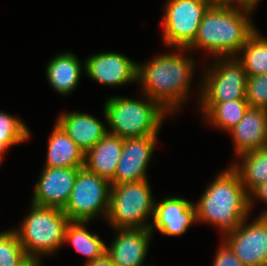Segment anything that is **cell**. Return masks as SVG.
<instances>
[{"mask_svg": "<svg viewBox=\"0 0 267 266\" xmlns=\"http://www.w3.org/2000/svg\"><path fill=\"white\" fill-rule=\"evenodd\" d=\"M57 123L84 153L93 148L108 131L99 119L75 111L60 115Z\"/></svg>", "mask_w": 267, "mask_h": 266, "instance_id": "obj_17", "label": "cell"}, {"mask_svg": "<svg viewBox=\"0 0 267 266\" xmlns=\"http://www.w3.org/2000/svg\"><path fill=\"white\" fill-rule=\"evenodd\" d=\"M85 153L56 122L48 141L44 167L83 168Z\"/></svg>", "mask_w": 267, "mask_h": 266, "instance_id": "obj_19", "label": "cell"}, {"mask_svg": "<svg viewBox=\"0 0 267 266\" xmlns=\"http://www.w3.org/2000/svg\"><path fill=\"white\" fill-rule=\"evenodd\" d=\"M85 266H115L111 258L105 253L102 257L86 263Z\"/></svg>", "mask_w": 267, "mask_h": 266, "instance_id": "obj_30", "label": "cell"}, {"mask_svg": "<svg viewBox=\"0 0 267 266\" xmlns=\"http://www.w3.org/2000/svg\"><path fill=\"white\" fill-rule=\"evenodd\" d=\"M158 135L125 138L122 154L111 185L147 179L146 170L155 149Z\"/></svg>", "mask_w": 267, "mask_h": 266, "instance_id": "obj_11", "label": "cell"}, {"mask_svg": "<svg viewBox=\"0 0 267 266\" xmlns=\"http://www.w3.org/2000/svg\"><path fill=\"white\" fill-rule=\"evenodd\" d=\"M208 0H169L163 18V38L168 46L187 48L195 39Z\"/></svg>", "mask_w": 267, "mask_h": 266, "instance_id": "obj_8", "label": "cell"}, {"mask_svg": "<svg viewBox=\"0 0 267 266\" xmlns=\"http://www.w3.org/2000/svg\"><path fill=\"white\" fill-rule=\"evenodd\" d=\"M196 220L194 203L181 197H166L156 203L150 230L157 229L163 235L179 236Z\"/></svg>", "mask_w": 267, "mask_h": 266, "instance_id": "obj_14", "label": "cell"}, {"mask_svg": "<svg viewBox=\"0 0 267 266\" xmlns=\"http://www.w3.org/2000/svg\"><path fill=\"white\" fill-rule=\"evenodd\" d=\"M252 196H256L257 198L261 199V201L263 200V202L264 201L267 202V181H265L264 183H261L249 193L250 210L253 205Z\"/></svg>", "mask_w": 267, "mask_h": 266, "instance_id": "obj_29", "label": "cell"}, {"mask_svg": "<svg viewBox=\"0 0 267 266\" xmlns=\"http://www.w3.org/2000/svg\"><path fill=\"white\" fill-rule=\"evenodd\" d=\"M211 4H226L233 3L234 0H208Z\"/></svg>", "mask_w": 267, "mask_h": 266, "instance_id": "obj_33", "label": "cell"}, {"mask_svg": "<svg viewBox=\"0 0 267 266\" xmlns=\"http://www.w3.org/2000/svg\"><path fill=\"white\" fill-rule=\"evenodd\" d=\"M239 3V5H244L247 7H251V8H255V6H257V3L259 2V0H234V3L236 4Z\"/></svg>", "mask_w": 267, "mask_h": 266, "instance_id": "obj_31", "label": "cell"}, {"mask_svg": "<svg viewBox=\"0 0 267 266\" xmlns=\"http://www.w3.org/2000/svg\"><path fill=\"white\" fill-rule=\"evenodd\" d=\"M30 131L20 119L0 111V150L29 139Z\"/></svg>", "mask_w": 267, "mask_h": 266, "instance_id": "obj_25", "label": "cell"}, {"mask_svg": "<svg viewBox=\"0 0 267 266\" xmlns=\"http://www.w3.org/2000/svg\"><path fill=\"white\" fill-rule=\"evenodd\" d=\"M194 61L180 53L160 55L146 64H137V81H140L146 98L156 101L166 112H176L192 80Z\"/></svg>", "mask_w": 267, "mask_h": 266, "instance_id": "obj_2", "label": "cell"}, {"mask_svg": "<svg viewBox=\"0 0 267 266\" xmlns=\"http://www.w3.org/2000/svg\"><path fill=\"white\" fill-rule=\"evenodd\" d=\"M22 266H41L40 262L33 260V259H28Z\"/></svg>", "mask_w": 267, "mask_h": 266, "instance_id": "obj_32", "label": "cell"}, {"mask_svg": "<svg viewBox=\"0 0 267 266\" xmlns=\"http://www.w3.org/2000/svg\"><path fill=\"white\" fill-rule=\"evenodd\" d=\"M196 220L219 227L226 235L234 232L249 214V193L232 168L222 171L207 187L197 204Z\"/></svg>", "mask_w": 267, "mask_h": 266, "instance_id": "obj_3", "label": "cell"}, {"mask_svg": "<svg viewBox=\"0 0 267 266\" xmlns=\"http://www.w3.org/2000/svg\"><path fill=\"white\" fill-rule=\"evenodd\" d=\"M239 155L267 146V109L248 108L243 119L229 131Z\"/></svg>", "mask_w": 267, "mask_h": 266, "instance_id": "obj_16", "label": "cell"}, {"mask_svg": "<svg viewBox=\"0 0 267 266\" xmlns=\"http://www.w3.org/2000/svg\"><path fill=\"white\" fill-rule=\"evenodd\" d=\"M88 222L70 221L65 230L64 242H70L77 252L84 254L86 263L102 257L106 253V244L97 234H92L84 227Z\"/></svg>", "mask_w": 267, "mask_h": 266, "instance_id": "obj_23", "label": "cell"}, {"mask_svg": "<svg viewBox=\"0 0 267 266\" xmlns=\"http://www.w3.org/2000/svg\"><path fill=\"white\" fill-rule=\"evenodd\" d=\"M218 57L204 76L201 102H226L246 99L247 73L235 57ZM223 60V61H222ZM219 61V62H218Z\"/></svg>", "mask_w": 267, "mask_h": 266, "instance_id": "obj_9", "label": "cell"}, {"mask_svg": "<svg viewBox=\"0 0 267 266\" xmlns=\"http://www.w3.org/2000/svg\"><path fill=\"white\" fill-rule=\"evenodd\" d=\"M218 249L213 266H245L239 258L231 251V249L224 243Z\"/></svg>", "mask_w": 267, "mask_h": 266, "instance_id": "obj_28", "label": "cell"}, {"mask_svg": "<svg viewBox=\"0 0 267 266\" xmlns=\"http://www.w3.org/2000/svg\"><path fill=\"white\" fill-rule=\"evenodd\" d=\"M138 101L126 97H111L105 102L104 115L110 125L109 134L123 139L158 135L166 111L152 99Z\"/></svg>", "mask_w": 267, "mask_h": 266, "instance_id": "obj_4", "label": "cell"}, {"mask_svg": "<svg viewBox=\"0 0 267 266\" xmlns=\"http://www.w3.org/2000/svg\"><path fill=\"white\" fill-rule=\"evenodd\" d=\"M79 168L44 167L35 185L33 204L63 209L74 187Z\"/></svg>", "mask_w": 267, "mask_h": 266, "instance_id": "obj_12", "label": "cell"}, {"mask_svg": "<svg viewBox=\"0 0 267 266\" xmlns=\"http://www.w3.org/2000/svg\"><path fill=\"white\" fill-rule=\"evenodd\" d=\"M124 139L107 133L84 155V167L96 175L111 181L122 154Z\"/></svg>", "mask_w": 267, "mask_h": 266, "instance_id": "obj_18", "label": "cell"}, {"mask_svg": "<svg viewBox=\"0 0 267 266\" xmlns=\"http://www.w3.org/2000/svg\"><path fill=\"white\" fill-rule=\"evenodd\" d=\"M147 180L111 185L106 218L113 229L150 228L146 222L154 216L155 199Z\"/></svg>", "mask_w": 267, "mask_h": 266, "instance_id": "obj_6", "label": "cell"}, {"mask_svg": "<svg viewBox=\"0 0 267 266\" xmlns=\"http://www.w3.org/2000/svg\"><path fill=\"white\" fill-rule=\"evenodd\" d=\"M84 69L90 78L109 86L137 81V63L125 55L104 52L86 59Z\"/></svg>", "mask_w": 267, "mask_h": 266, "instance_id": "obj_13", "label": "cell"}, {"mask_svg": "<svg viewBox=\"0 0 267 266\" xmlns=\"http://www.w3.org/2000/svg\"><path fill=\"white\" fill-rule=\"evenodd\" d=\"M240 157L243 163L241 165L236 163L231 167L238 173L245 190L250 193L267 181V146L245 152Z\"/></svg>", "mask_w": 267, "mask_h": 266, "instance_id": "obj_22", "label": "cell"}, {"mask_svg": "<svg viewBox=\"0 0 267 266\" xmlns=\"http://www.w3.org/2000/svg\"><path fill=\"white\" fill-rule=\"evenodd\" d=\"M246 219L224 242L245 266H267V211L251 224Z\"/></svg>", "mask_w": 267, "mask_h": 266, "instance_id": "obj_10", "label": "cell"}, {"mask_svg": "<svg viewBox=\"0 0 267 266\" xmlns=\"http://www.w3.org/2000/svg\"><path fill=\"white\" fill-rule=\"evenodd\" d=\"M234 3L211 4L204 13L194 41L187 48H204L218 57H236L249 37L256 31L249 20L253 8ZM242 10V11H241ZM228 55V56H227Z\"/></svg>", "mask_w": 267, "mask_h": 266, "instance_id": "obj_1", "label": "cell"}, {"mask_svg": "<svg viewBox=\"0 0 267 266\" xmlns=\"http://www.w3.org/2000/svg\"><path fill=\"white\" fill-rule=\"evenodd\" d=\"M69 222L62 209L32 203L29 215L15 231L29 259L40 262V254L54 253L63 245Z\"/></svg>", "mask_w": 267, "mask_h": 266, "instance_id": "obj_5", "label": "cell"}, {"mask_svg": "<svg viewBox=\"0 0 267 266\" xmlns=\"http://www.w3.org/2000/svg\"><path fill=\"white\" fill-rule=\"evenodd\" d=\"M115 230L119 235L106 247L112 263L115 266H143L152 236L150 228Z\"/></svg>", "mask_w": 267, "mask_h": 266, "instance_id": "obj_15", "label": "cell"}, {"mask_svg": "<svg viewBox=\"0 0 267 266\" xmlns=\"http://www.w3.org/2000/svg\"><path fill=\"white\" fill-rule=\"evenodd\" d=\"M201 109L211 123L226 131L233 129L244 117L249 108L246 99L226 102H201Z\"/></svg>", "mask_w": 267, "mask_h": 266, "instance_id": "obj_21", "label": "cell"}, {"mask_svg": "<svg viewBox=\"0 0 267 266\" xmlns=\"http://www.w3.org/2000/svg\"><path fill=\"white\" fill-rule=\"evenodd\" d=\"M6 150H0V166H1V162H2V154L5 152Z\"/></svg>", "mask_w": 267, "mask_h": 266, "instance_id": "obj_34", "label": "cell"}, {"mask_svg": "<svg viewBox=\"0 0 267 266\" xmlns=\"http://www.w3.org/2000/svg\"><path fill=\"white\" fill-rule=\"evenodd\" d=\"M242 57L237 59L243 64L247 76L267 73V38L256 30L242 47Z\"/></svg>", "mask_w": 267, "mask_h": 266, "instance_id": "obj_24", "label": "cell"}, {"mask_svg": "<svg viewBox=\"0 0 267 266\" xmlns=\"http://www.w3.org/2000/svg\"><path fill=\"white\" fill-rule=\"evenodd\" d=\"M81 63L71 52L60 53L49 62L46 75L54 90L63 95L70 94L80 80Z\"/></svg>", "mask_w": 267, "mask_h": 266, "instance_id": "obj_20", "label": "cell"}, {"mask_svg": "<svg viewBox=\"0 0 267 266\" xmlns=\"http://www.w3.org/2000/svg\"><path fill=\"white\" fill-rule=\"evenodd\" d=\"M246 100L250 108L267 109V73L247 76Z\"/></svg>", "mask_w": 267, "mask_h": 266, "instance_id": "obj_27", "label": "cell"}, {"mask_svg": "<svg viewBox=\"0 0 267 266\" xmlns=\"http://www.w3.org/2000/svg\"><path fill=\"white\" fill-rule=\"evenodd\" d=\"M28 259L15 230L0 233V266H22Z\"/></svg>", "mask_w": 267, "mask_h": 266, "instance_id": "obj_26", "label": "cell"}, {"mask_svg": "<svg viewBox=\"0 0 267 266\" xmlns=\"http://www.w3.org/2000/svg\"><path fill=\"white\" fill-rule=\"evenodd\" d=\"M111 182L85 167L79 168L74 187L62 209L70 221L90 222L95 216L108 213Z\"/></svg>", "mask_w": 267, "mask_h": 266, "instance_id": "obj_7", "label": "cell"}]
</instances>
